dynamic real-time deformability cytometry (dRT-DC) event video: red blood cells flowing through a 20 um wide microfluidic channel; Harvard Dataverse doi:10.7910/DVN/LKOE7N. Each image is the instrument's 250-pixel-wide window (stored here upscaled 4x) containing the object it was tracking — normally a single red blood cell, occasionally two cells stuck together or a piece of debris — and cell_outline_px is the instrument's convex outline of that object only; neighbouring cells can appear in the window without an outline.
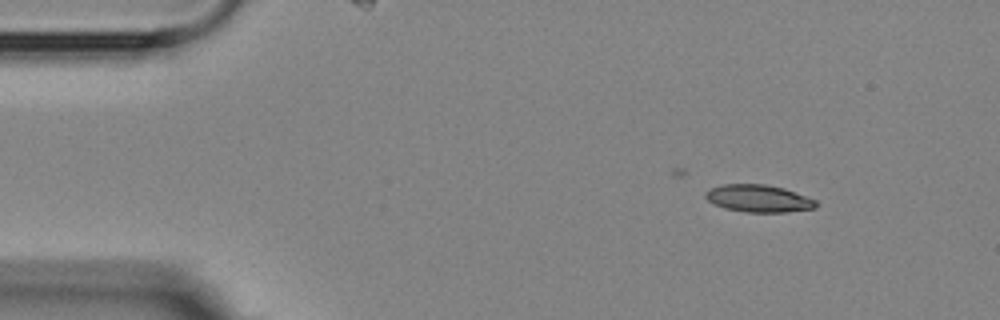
{"species": "Egyptian fruit bat (a non-hibernating species)", "species_latin": "Rousettus aegyptiacus", "temperature_condition": "room temperature", "stored_images_in_passage": 3, "camera_frame_rate_fps": 3000, "um_per_image_px": 0.085, "animal": {"sex": "female"}, "frame": {"image": 1, "passage_image": 1, "time_ms": 0.0, "image_size_px": [1000, 320], "cell_outline_px": [[816, 208], [788, 212], [744, 212], [724, 208], [708, 200], [704, 196], [704, 192], [712, 188], [724, 184], [764, 184], [784, 188], [816, 200]], "centroid_in_image_um": [64.48, 16.87], "position_along_channel_um": 20.5, "area_um2": 17.51}}